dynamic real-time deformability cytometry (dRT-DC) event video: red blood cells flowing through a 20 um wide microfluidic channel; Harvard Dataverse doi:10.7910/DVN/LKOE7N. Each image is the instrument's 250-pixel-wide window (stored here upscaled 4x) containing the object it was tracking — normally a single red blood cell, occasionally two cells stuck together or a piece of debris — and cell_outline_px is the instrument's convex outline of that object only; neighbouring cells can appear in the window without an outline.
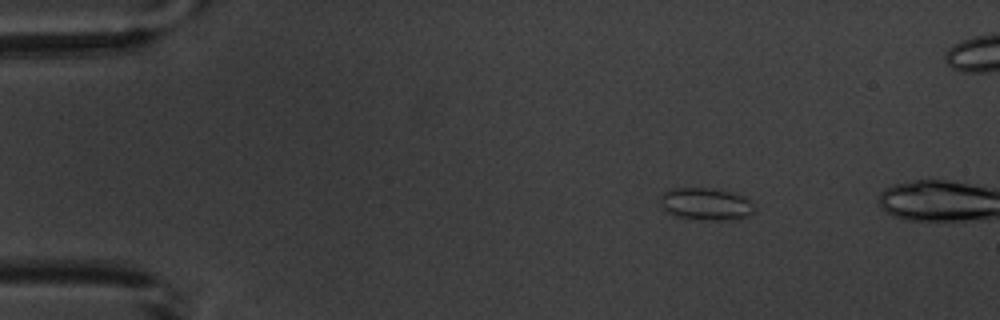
{"species": "common noctule bat (a hibernating species)", "species_latin": "Nyctalus noctula", "temperature_condition": "warm", "stored_images_in_passage": 3, "camera_frame_rate_fps": 3000, "um_per_image_px": 0.085, "animal": {"sex": "male", "body_mass_g": 20.1, "forearm_length_mm": 53.5}, "frame": {"image": 1, "passage_image": 2, "time_ms": 1.0, "image_size_px": [1000, 320], "cell_outline_px": [[752, 212], [748, 216], [740, 220], [708, 220], [676, 216], [668, 212], [660, 204], [660, 196], [664, 192], [672, 188], [712, 188], [732, 192], [744, 196], [752, 204]], "centroid_in_image_um": [60.0, 17.34], "position_along_channel_um": 25.0, "area_um2": 17.69}}